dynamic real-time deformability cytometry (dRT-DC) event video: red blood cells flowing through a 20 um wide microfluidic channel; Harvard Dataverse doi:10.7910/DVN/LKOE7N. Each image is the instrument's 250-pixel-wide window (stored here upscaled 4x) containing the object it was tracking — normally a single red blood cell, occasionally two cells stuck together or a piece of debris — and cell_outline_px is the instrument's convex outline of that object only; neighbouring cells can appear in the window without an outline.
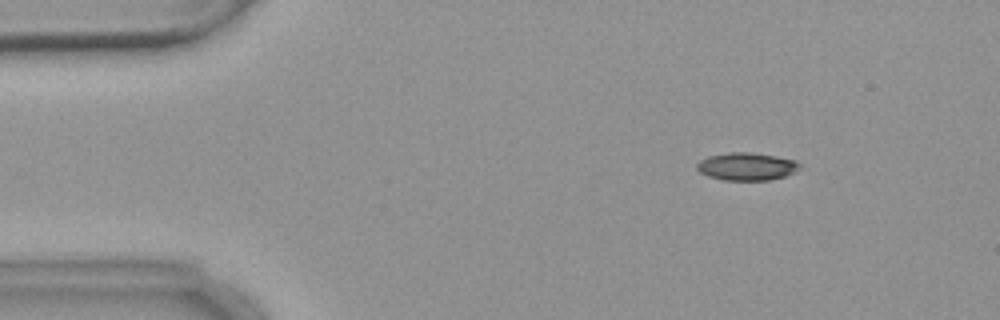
{"species": "common noctule bat (a hibernating species)", "species_latin": "Nyctalus noctula", "temperature_condition": "warm", "stored_images_in_passage": 4, "camera_frame_rate_fps": 3000, "um_per_image_px": 0.085, "animal": {"sex": "female", "body_mass_g": 18.4}, "frame": {"image": 1, "passage_image": 2, "time_ms": 1.333, "image_size_px": [1000, 320], "cell_outline_px": [[800, 168], [796, 172], [784, 176], [768, 180], [724, 180], [708, 176], [700, 172], [696, 168], [696, 164], [700, 160], [708, 156], [732, 152], [744, 152], [776, 156], [796, 160], [800, 164]], "centroid_in_image_um": [63.47, 14.15], "position_along_channel_um": 21.5, "area_um2": 16.53}}
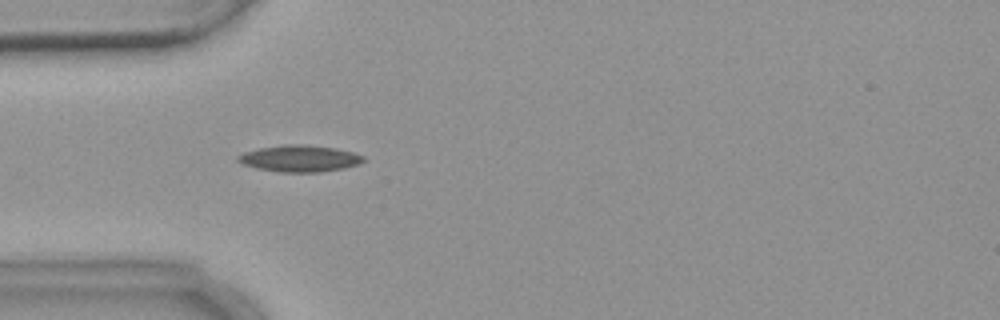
{"frame": {"image": 2, "passage_image": 4, "time_ms": 4.333, "image_size_px": [1000, 320], "cell_outline_px": [[368, 160], [360, 164], [344, 168], [320, 172], [280, 172], [256, 168], [244, 164], [236, 160], [236, 156], [244, 152], [260, 148], [288, 144], [300, 144], [336, 148], [352, 152], [364, 156]], "centroid_in_image_um": [25.5, 13.47], "position_along_channel_um": 59.5, "area_um2": 19.48}}